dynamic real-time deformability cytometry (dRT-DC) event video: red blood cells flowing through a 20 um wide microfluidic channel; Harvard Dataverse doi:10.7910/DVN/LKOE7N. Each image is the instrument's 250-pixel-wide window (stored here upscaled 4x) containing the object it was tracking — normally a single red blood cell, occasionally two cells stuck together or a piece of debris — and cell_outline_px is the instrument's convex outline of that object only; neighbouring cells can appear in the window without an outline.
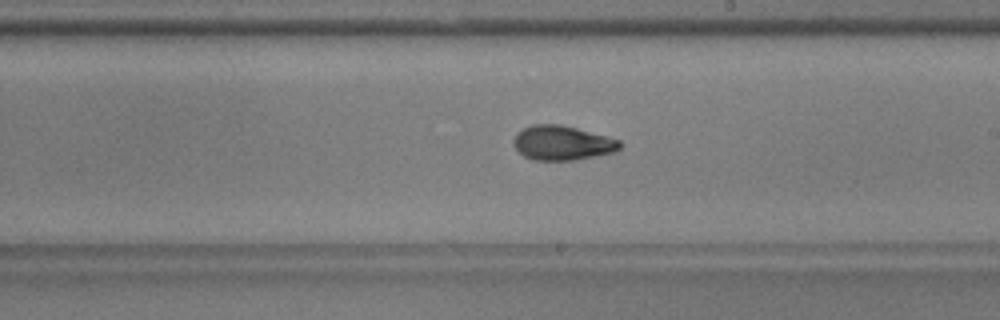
{"species": "common noctule bat (a hibernating species)", "species_latin": "Nyctalus noctula", "temperature_condition": "warm", "stored_images_in_passage": 20, "camera_frame_rate_fps": 3000, "um_per_image_px": 0.085, "animal": {"sex": "male", "body_mass_g": 17.9, "forearm_length_mm": 54.2}, "frame": {"image": 1, "passage_image": 14, "time_ms": 4.333, "image_size_px": [1000, 320], "cell_outline_px": [[624, 144], [620, 148], [612, 152], [572, 160], [532, 160], [524, 156], [512, 144], [512, 140], [516, 132], [532, 124], [560, 124], [608, 136], [620, 140]], "centroid_in_image_um": [47.76, 12.13], "position_along_channel_um": 241.2, "area_um2": 21.39}}
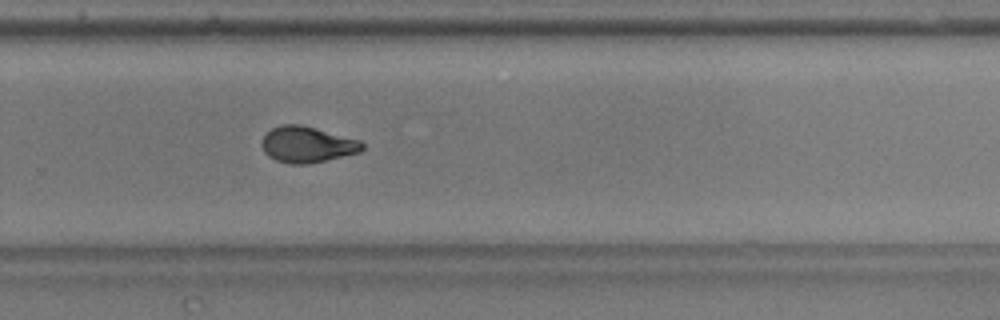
{"frame": {"image": 2, "passage_image": 19, "time_ms": 6.0, "image_size_px": [1000, 320], "cell_outline_px": [[364, 148], [360, 152], [308, 164], [288, 164], [276, 160], [268, 156], [264, 152], [260, 144], [264, 136], [272, 128], [280, 124], [300, 124], [316, 128], [360, 140], [364, 144]], "centroid_in_image_um": [26.09, 12.28], "position_along_channel_um": 303.7, "area_um2": 21.15}}